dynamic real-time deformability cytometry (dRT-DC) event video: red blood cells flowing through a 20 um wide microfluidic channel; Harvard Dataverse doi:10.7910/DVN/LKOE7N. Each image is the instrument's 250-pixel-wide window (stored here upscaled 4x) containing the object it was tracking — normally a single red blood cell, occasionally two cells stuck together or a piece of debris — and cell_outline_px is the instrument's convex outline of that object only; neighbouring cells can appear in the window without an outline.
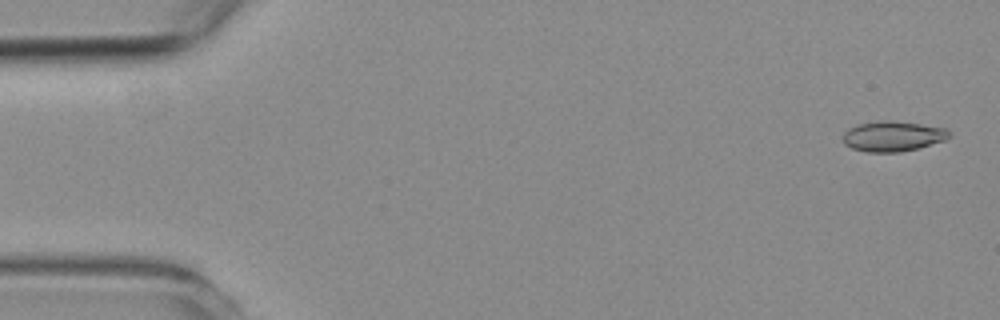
{"species": "common noctule bat (a hibernating species)", "species_latin": "Nyctalus noctula", "temperature_condition": "room temperature", "stored_images_in_passage": 57, "camera_frame_rate_fps": 3000, "um_per_image_px": 0.085, "animal": {"sex": "female", "body_mass_g": 19.3, "forearm_length_mm": 54.1}, "frame": {"image": 1, "passage_image": 2, "time_ms": 0.333, "image_size_px": [1000, 320], "cell_outline_px": [[948, 136], [944, 140], [916, 148], [900, 152], [868, 152], [852, 148], [844, 144], [844, 132], [848, 128], [860, 124], [888, 120], [920, 124], [944, 128], [948, 132]], "centroid_in_image_um": [75.84, 11.59], "position_along_channel_um": 9.2, "area_um2": 18.21}}
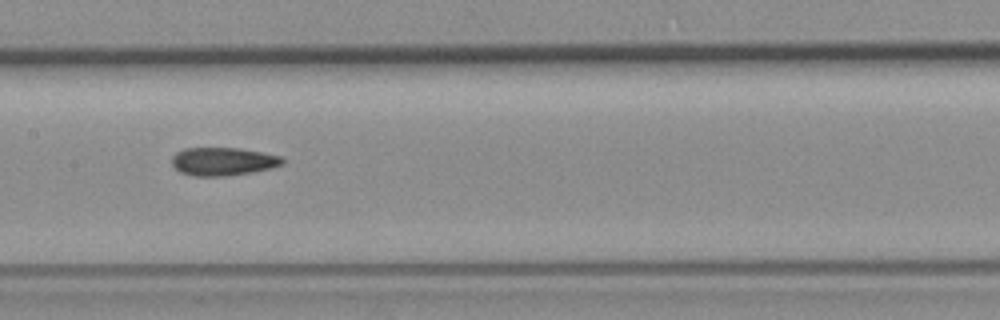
{"frame": {"image": 2, "passage_image": 28, "time_ms": 9.0, "image_size_px": [1000, 320], "cell_outline_px": [[284, 164], [272, 168], [252, 172], [228, 176], [192, 176], [180, 172], [172, 164], [172, 156], [176, 152], [184, 148], [240, 148], [280, 156], [284, 160]], "centroid_in_image_um": [18.95, 13.73], "position_along_channel_um": 188.5, "area_um2": 18.21}}
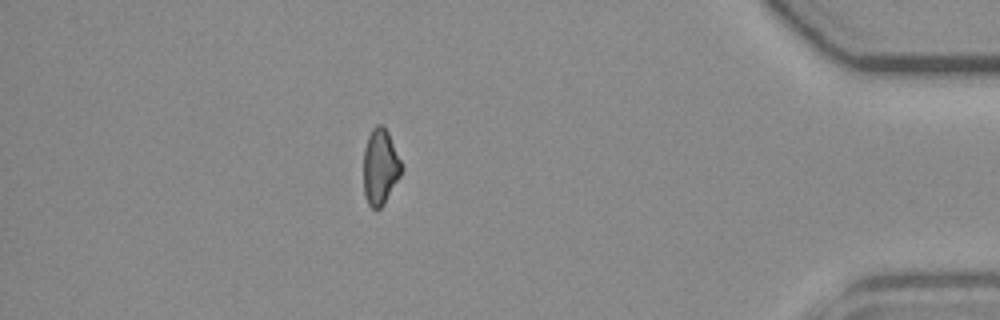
{"frame": {"image": 3, "passage_image": 50, "time_ms": 16.333, "image_size_px": [1000, 320], "cell_outline_px": [[404, 168], [400, 176], [384, 204], [376, 212], [368, 204], [364, 196], [364, 148], [368, 136], [372, 128], [376, 124], [380, 124], [388, 132], [404, 164]], "centroid_in_image_um": [32.34, 14.2], "position_along_channel_um": 402.9, "area_um2": 17.11}, "authors_computed_cell_mechanics": {"area_um2": 18.0914, "velocity_mm_per_s": 3.5861, "shape_relaxation_time_tau1_ms": 8.8683, "shape_relaxation_time_tau2_ms": 2.6878, "deformation_change_tau1": 0.1742, "deformation_change_tau2": 0.0888}}